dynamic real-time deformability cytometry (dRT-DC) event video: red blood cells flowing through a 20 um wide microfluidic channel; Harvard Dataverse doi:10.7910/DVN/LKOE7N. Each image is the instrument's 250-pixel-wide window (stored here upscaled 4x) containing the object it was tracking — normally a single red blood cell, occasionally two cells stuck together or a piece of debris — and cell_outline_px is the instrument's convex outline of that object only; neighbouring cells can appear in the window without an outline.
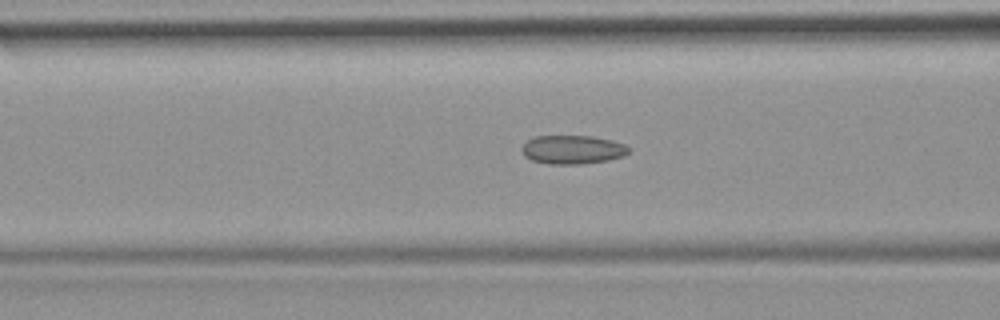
{"species": "common noctule bat (a hibernating species)", "species_latin": "Nyctalus noctula", "temperature_condition": "room temperature", "stored_images_in_passage": 44, "camera_frame_rate_fps": 3000, "um_per_image_px": 0.085, "animal": {"sex": "female", "body_mass_g": 19.9}, "frame": {"image": 1, "passage_image": 12, "time_ms": 3.667, "image_size_px": [1000, 320], "cell_outline_px": [[632, 148], [624, 156], [608, 160], [580, 164], [548, 164], [532, 160], [524, 156], [520, 148], [528, 140], [536, 136], [592, 136], [612, 140], [624, 144]], "centroid_in_image_um": [48.67, 12.72], "position_along_channel_um": 117.9, "area_um2": 17.98}}
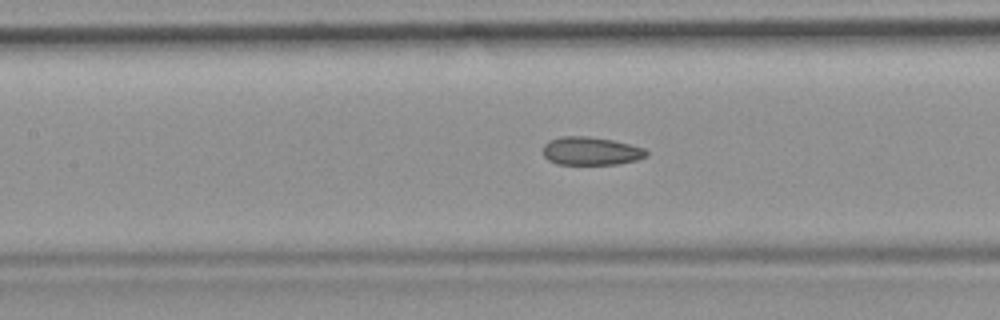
{"frame": {"image": 2, "passage_image": 15, "time_ms": 4.667, "image_size_px": [1000, 320], "cell_outline_px": [[648, 156], [636, 160], [616, 164], [556, 164], [548, 160], [544, 156], [544, 144], [548, 140], [560, 136], [584, 136], [612, 140], [644, 148], [648, 152]], "centroid_in_image_um": [50.2, 12.84], "position_along_channel_um": 157.2, "area_um2": 16.94}}
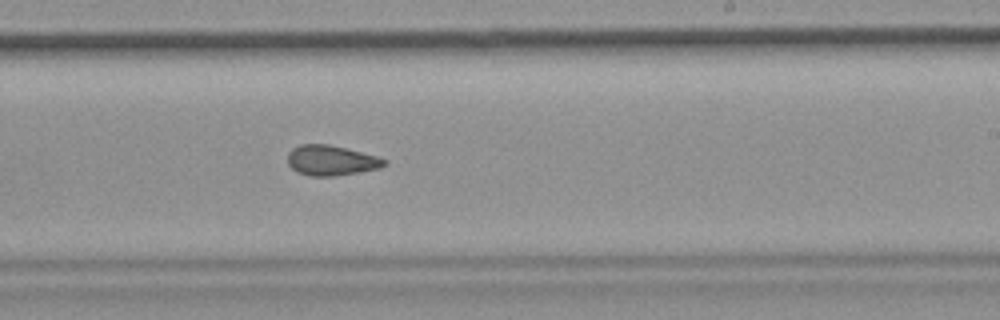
{"frame": {"image": 3, "passage_image": 23, "time_ms": 7.333, "image_size_px": [1000, 320], "cell_outline_px": [[388, 164], [380, 168], [360, 172], [336, 176], [308, 176], [296, 172], [288, 164], [288, 152], [292, 148], [300, 144], [328, 144], [376, 156], [388, 160]], "centroid_in_image_um": [28.14, 13.65], "position_along_channel_um": 260.9, "area_um2": 17.11}}